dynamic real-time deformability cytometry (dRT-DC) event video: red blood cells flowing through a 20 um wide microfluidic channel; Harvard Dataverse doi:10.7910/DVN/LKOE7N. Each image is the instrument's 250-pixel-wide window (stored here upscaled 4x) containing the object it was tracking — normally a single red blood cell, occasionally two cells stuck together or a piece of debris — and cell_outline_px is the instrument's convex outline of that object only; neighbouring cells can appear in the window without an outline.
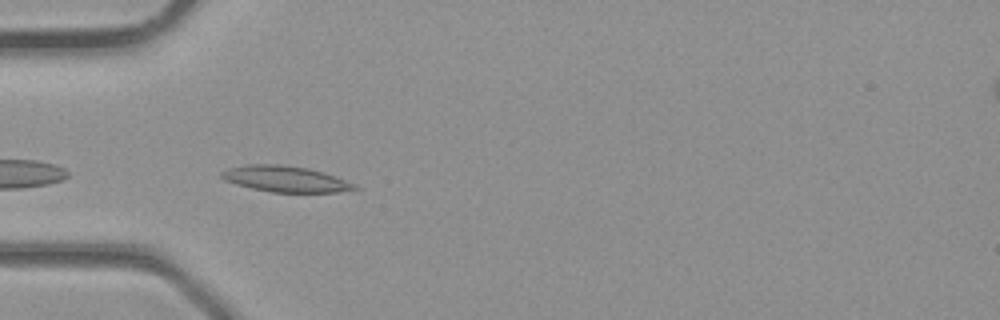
{"species": "common noctule bat (a hibernating species)", "species_latin": "Nyctalus noctula", "temperature_condition": "room temperature", "stored_images_in_passage": 3, "camera_frame_rate_fps": 3000, "um_per_image_px": 0.085, "animal": {"sex": "male", "body_mass_g": 23.1, "forearm_length_mm": 52.7}, "frame": {"image": 1, "passage_image": 3, "time_ms": 0.667, "image_size_px": [1000, 320], "cell_outline_px": [[360, 188], [336, 192], [272, 192], [252, 188], [236, 184], [224, 180], [220, 176], [220, 172], [228, 168], [248, 164], [280, 164], [308, 168], [324, 172], [356, 184]], "centroid_in_image_um": [24.25, 15.2], "position_along_channel_um": 60.8, "area_um2": 20.11}}